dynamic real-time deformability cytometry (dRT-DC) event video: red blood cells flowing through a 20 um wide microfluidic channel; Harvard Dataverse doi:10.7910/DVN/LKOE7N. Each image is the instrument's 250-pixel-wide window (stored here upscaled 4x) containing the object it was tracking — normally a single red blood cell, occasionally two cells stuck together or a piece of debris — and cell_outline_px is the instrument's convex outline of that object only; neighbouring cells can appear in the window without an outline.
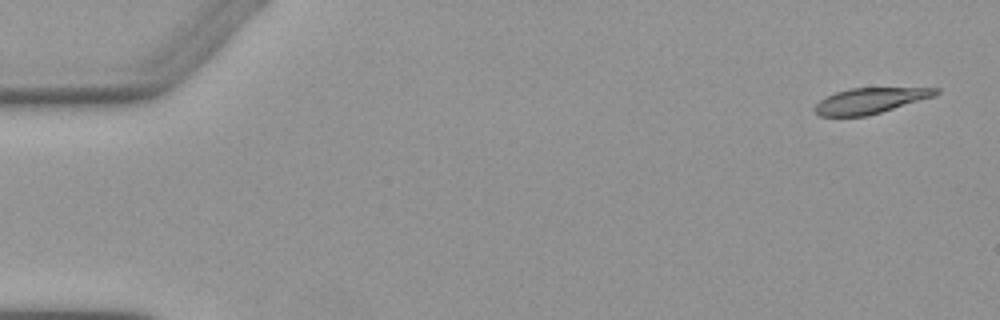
{"species": "Egyptian fruit bat (a non-hibernating species)", "species_latin": "Rousettus aegyptiacus", "temperature_condition": "warm", "stored_images_in_passage": 5, "camera_frame_rate_fps": 3000, "um_per_image_px": 0.085, "animal": {"sex": "female"}, "frame": {"image": 1, "passage_image": 1, "time_ms": 0.0, "image_size_px": [1000, 320], "cell_outline_px": [[940, 92], [936, 96], [868, 116], [820, 116], [812, 108], [820, 100], [836, 92], [852, 88], [940, 88]], "centroid_in_image_um": [73.99, 8.56], "position_along_channel_um": 11.0, "area_um2": 18.03}}
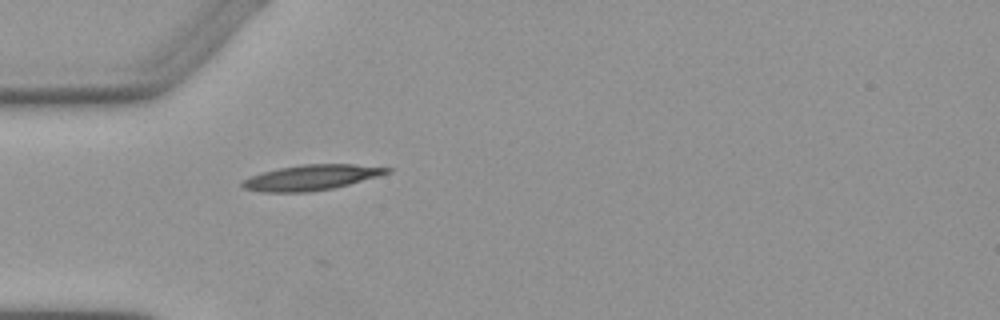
{"frame": {"image": 2, "passage_image": 5, "time_ms": 4.667, "image_size_px": [1000, 320], "cell_outline_px": [[392, 172], [380, 176], [332, 188], [308, 192], [264, 192], [244, 188], [240, 184], [244, 180], [252, 176], [264, 172], [280, 168], [304, 164], [356, 164], [392, 168]], "centroid_in_image_um": [26.52, 15.08], "position_along_channel_um": 58.5, "area_um2": 21.15}}